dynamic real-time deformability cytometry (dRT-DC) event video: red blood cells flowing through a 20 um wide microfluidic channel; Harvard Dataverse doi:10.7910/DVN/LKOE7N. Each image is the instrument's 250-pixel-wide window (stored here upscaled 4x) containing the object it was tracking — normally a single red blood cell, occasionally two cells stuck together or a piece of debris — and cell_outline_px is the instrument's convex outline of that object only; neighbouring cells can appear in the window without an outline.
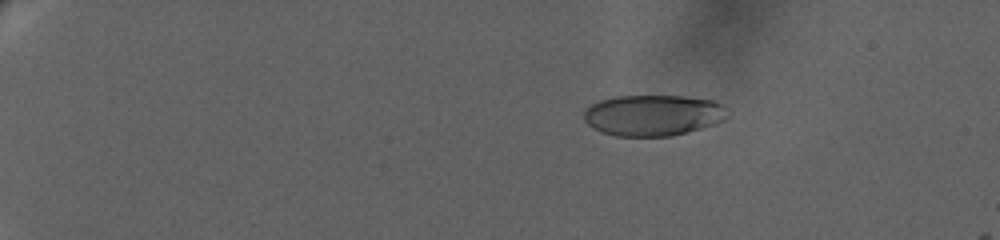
{"species": "human", "species_latin": "Homo sapiens", "temperature_condition": "warm", "stored_images_in_passage": 18, "camera_frame_rate_fps": 3000, "um_per_image_px": 0.085, "donor": {"sex": "female"}, "frame": {"image": 1, "passage_image": 11, "time_ms": 4.333, "image_size_px": [1000, 240], "cell_outline_px": [[728, 116], [724, 120], [716, 124], [672, 136], [616, 136], [600, 132], [592, 128], [584, 120], [584, 112], [592, 104], [600, 100], [616, 96], [680, 96], [712, 100], [720, 104]], "centroid_in_image_um": [55.48, 9.81], "position_along_channel_um": 29.5, "area_um2": 34.22}}
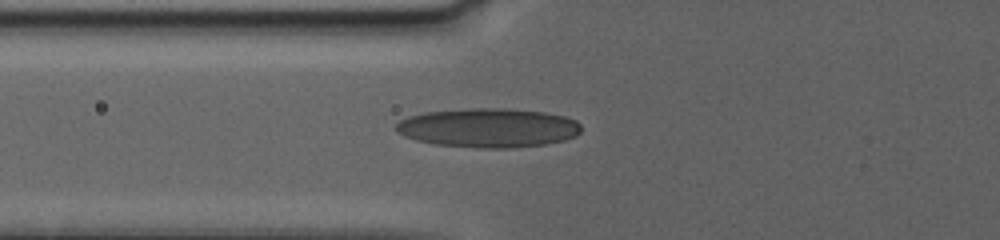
{"frame": {"image": 2, "passage_image": 18, "time_ms": 10.0, "image_size_px": [1000, 240], "cell_outline_px": [[580, 132], [576, 136], [564, 140], [544, 144], [508, 148], [484, 148], [436, 144], [416, 140], [404, 136], [396, 128], [396, 124], [400, 120], [408, 116], [424, 112], [468, 108], [504, 108], [544, 112], [564, 116], [576, 120], [580, 124]], "centroid_in_image_um": [41.51, 10.85], "position_along_channel_um": 84.3, "area_um2": 42.14}}